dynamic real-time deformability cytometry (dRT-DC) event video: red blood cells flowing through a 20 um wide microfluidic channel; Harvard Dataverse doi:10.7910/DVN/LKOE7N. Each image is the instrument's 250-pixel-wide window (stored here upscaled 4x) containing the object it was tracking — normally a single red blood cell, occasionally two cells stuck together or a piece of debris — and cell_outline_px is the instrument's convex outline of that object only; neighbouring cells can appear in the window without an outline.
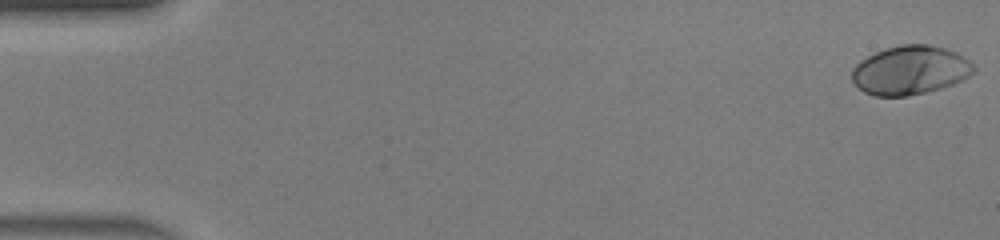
{"species": "human", "species_latin": "Homo sapiens", "temperature_condition": "warm", "stored_images_in_passage": 49, "camera_frame_rate_fps": 3000, "um_per_image_px": 0.085, "donor": {"sex": "male"}, "frame": {"image": 1, "passage_image": 1, "time_ms": 0.0, "image_size_px": [1000, 240], "cell_outline_px": [[976, 72], [952, 84], [940, 88], [908, 96], [876, 96], [864, 92], [852, 80], [852, 68], [860, 60], [884, 48], [900, 44], [928, 44], [944, 48], [956, 52], [968, 60], [976, 68]], "centroid_in_image_um": [77.35, 5.96], "position_along_channel_um": 7.6, "area_um2": 34.56}}
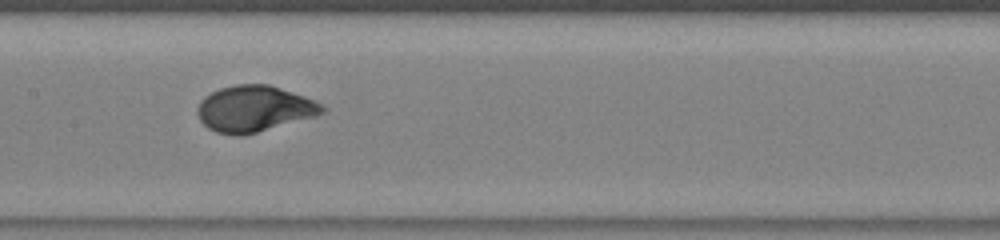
{"frame": {"image": 2, "passage_image": 25, "time_ms": 8.0, "image_size_px": [1000, 240], "cell_outline_px": [[328, 108], [324, 112], [316, 116], [256, 132], [240, 136], [236, 136], [216, 132], [208, 128], [200, 120], [196, 112], [196, 108], [200, 100], [204, 96], [220, 88], [236, 84], [268, 84], [316, 100], [324, 104]], "centroid_in_image_um": [21.61, 9.24], "position_along_channel_um": 185.8, "area_um2": 33.64}}
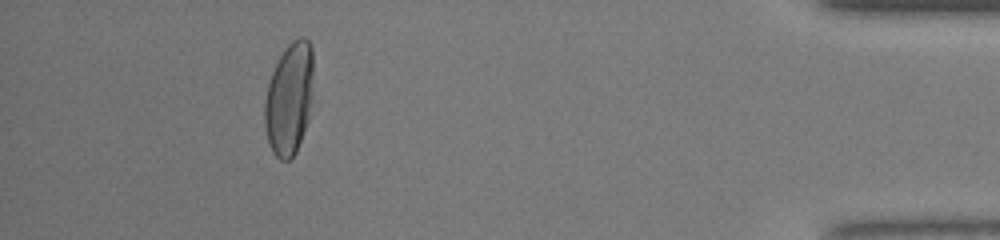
{"frame": {"image": 3, "passage_image": 45, "time_ms": 14.667, "image_size_px": [1000, 240], "cell_outline_px": [[312, 100], [308, 120], [296, 152], [288, 160], [280, 160], [272, 152], [268, 140], [264, 124], [264, 100], [268, 84], [272, 72], [284, 48], [292, 40], [300, 36], [308, 40], [312, 44]], "centroid_in_image_um": [24.58, 8.37], "position_along_channel_um": 410.6, "area_um2": 32.02}, "authors_computed_cell_mechanics": {"area_um2": 33.2928, "velocity_mm_per_s": 4.2413, "shape_relaxation_time_tau1_ms": 3.6233, "shape_relaxation_time_tau2_ms": null, "deformation_change_tau1": 0.2128, "deformation_change_tau2": null}}